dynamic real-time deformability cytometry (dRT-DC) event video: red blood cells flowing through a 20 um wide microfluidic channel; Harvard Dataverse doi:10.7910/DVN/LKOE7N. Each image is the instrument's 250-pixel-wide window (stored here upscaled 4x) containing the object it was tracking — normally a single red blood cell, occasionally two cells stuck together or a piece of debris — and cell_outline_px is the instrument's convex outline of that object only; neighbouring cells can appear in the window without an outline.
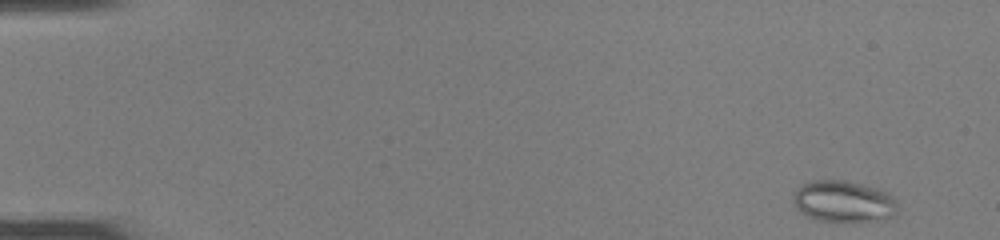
{"species": "common noctule bat (a hibernating species)", "species_latin": "Nyctalus noctula", "temperature_condition": "room temperature", "stored_images_in_passage": 48, "camera_frame_rate_fps": 3000, "um_per_image_px": 0.085, "animal": {"sex": "female", "body_mass_g": 22.0, "forearm_length_mm": 56.7}, "frame": {"image": 1, "passage_image": 2, "time_ms": 0.333, "image_size_px": [1000, 240], "cell_outline_px": [[896, 212], [892, 216], [868, 220], [816, 220], [800, 212], [796, 208], [792, 200], [792, 192], [800, 184], [812, 180], [844, 180], [876, 188], [888, 192], [896, 200]], "centroid_in_image_um": [71.62, 17.08], "position_along_channel_um": 13.4, "area_um2": 24.97}}
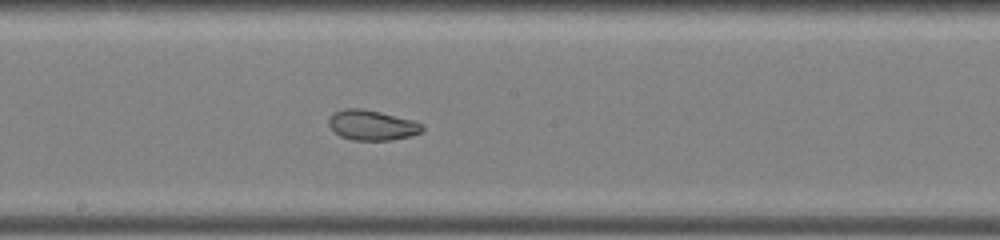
{"frame": {"image": 2, "passage_image": 27, "time_ms": 8.667, "image_size_px": [1000, 240], "cell_outline_px": [[424, 128], [420, 132], [412, 136], [392, 140], [352, 140], [340, 136], [332, 132], [328, 124], [328, 120], [336, 112], [344, 108], [360, 108], [380, 112], [412, 120], [424, 124]], "centroid_in_image_um": [31.61, 10.65], "position_along_channel_um": 216.6, "area_um2": 16.47}}
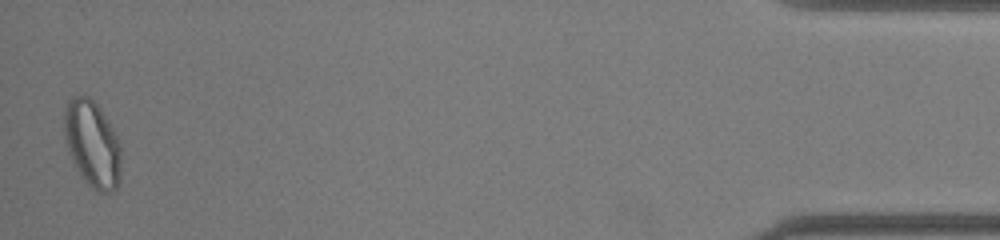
{"frame": {"image": 3, "passage_image": 48, "time_ms": 15.667, "image_size_px": [1000, 240], "cell_outline_px": [[120, 184], [112, 192], [96, 192], [80, 176], [68, 152], [64, 136], [64, 108], [68, 100], [72, 96], [88, 96], [100, 108], [112, 128], [120, 144]], "centroid_in_image_um": [7.83, 12.26], "position_along_channel_um": 427.4, "area_um2": 28.84}, "authors_computed_cell_mechanics": {"area_um2": 22.5131, "velocity_mm_per_s": 4.1242, "shape_relaxation_time_tau1_ms": null, "shape_relaxation_time_tau2_ms": 1.7884, "deformation_change_tau1": null, "deformation_change_tau2": 0.0578}}